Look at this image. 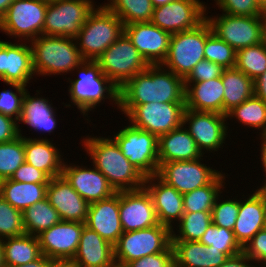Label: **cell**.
<instances>
[{
	"label": "cell",
	"mask_w": 266,
	"mask_h": 267,
	"mask_svg": "<svg viewBox=\"0 0 266 267\" xmlns=\"http://www.w3.org/2000/svg\"><path fill=\"white\" fill-rule=\"evenodd\" d=\"M40 91V89L36 90L33 96H31L30 91H26L23 100L22 114L18 124L23 123L27 125V127L29 126L31 129L30 131L34 130L32 133L38 132V134L42 135L48 133V135L51 136V134H55V129H57L56 127L60 120L57 119L58 115L56 110L58 111V109L53 106L51 99L44 96L42 97L40 93L42 94L43 92Z\"/></svg>",
	"instance_id": "obj_26"
},
{
	"label": "cell",
	"mask_w": 266,
	"mask_h": 267,
	"mask_svg": "<svg viewBox=\"0 0 266 267\" xmlns=\"http://www.w3.org/2000/svg\"><path fill=\"white\" fill-rule=\"evenodd\" d=\"M165 102H185V84L161 64L149 65L119 89V105Z\"/></svg>",
	"instance_id": "obj_2"
},
{
	"label": "cell",
	"mask_w": 266,
	"mask_h": 267,
	"mask_svg": "<svg viewBox=\"0 0 266 267\" xmlns=\"http://www.w3.org/2000/svg\"><path fill=\"white\" fill-rule=\"evenodd\" d=\"M46 197L63 221L85 223L89 203L72 188L62 175L50 179Z\"/></svg>",
	"instance_id": "obj_23"
},
{
	"label": "cell",
	"mask_w": 266,
	"mask_h": 267,
	"mask_svg": "<svg viewBox=\"0 0 266 267\" xmlns=\"http://www.w3.org/2000/svg\"><path fill=\"white\" fill-rule=\"evenodd\" d=\"M259 137V138H258ZM257 138L259 139V140H261V141H259L260 143V153H259V155H260V160L259 161H261L260 162V168H261V170H263L262 171V173H263V175H262V177H266V133L265 134H261V135H258L257 136Z\"/></svg>",
	"instance_id": "obj_55"
},
{
	"label": "cell",
	"mask_w": 266,
	"mask_h": 267,
	"mask_svg": "<svg viewBox=\"0 0 266 267\" xmlns=\"http://www.w3.org/2000/svg\"><path fill=\"white\" fill-rule=\"evenodd\" d=\"M124 32L149 65L162 64L169 51L171 34L151 22L132 23Z\"/></svg>",
	"instance_id": "obj_21"
},
{
	"label": "cell",
	"mask_w": 266,
	"mask_h": 267,
	"mask_svg": "<svg viewBox=\"0 0 266 267\" xmlns=\"http://www.w3.org/2000/svg\"><path fill=\"white\" fill-rule=\"evenodd\" d=\"M25 162L24 136L0 143V181L10 179Z\"/></svg>",
	"instance_id": "obj_41"
},
{
	"label": "cell",
	"mask_w": 266,
	"mask_h": 267,
	"mask_svg": "<svg viewBox=\"0 0 266 267\" xmlns=\"http://www.w3.org/2000/svg\"><path fill=\"white\" fill-rule=\"evenodd\" d=\"M103 4L125 25L150 22L153 14L151 0H107Z\"/></svg>",
	"instance_id": "obj_38"
},
{
	"label": "cell",
	"mask_w": 266,
	"mask_h": 267,
	"mask_svg": "<svg viewBox=\"0 0 266 267\" xmlns=\"http://www.w3.org/2000/svg\"><path fill=\"white\" fill-rule=\"evenodd\" d=\"M254 95L266 103V71L253 81Z\"/></svg>",
	"instance_id": "obj_54"
},
{
	"label": "cell",
	"mask_w": 266,
	"mask_h": 267,
	"mask_svg": "<svg viewBox=\"0 0 266 267\" xmlns=\"http://www.w3.org/2000/svg\"><path fill=\"white\" fill-rule=\"evenodd\" d=\"M261 18L263 22L266 24V4L261 8Z\"/></svg>",
	"instance_id": "obj_62"
},
{
	"label": "cell",
	"mask_w": 266,
	"mask_h": 267,
	"mask_svg": "<svg viewBox=\"0 0 266 267\" xmlns=\"http://www.w3.org/2000/svg\"><path fill=\"white\" fill-rule=\"evenodd\" d=\"M257 266L266 263V228L258 231L242 251Z\"/></svg>",
	"instance_id": "obj_48"
},
{
	"label": "cell",
	"mask_w": 266,
	"mask_h": 267,
	"mask_svg": "<svg viewBox=\"0 0 266 267\" xmlns=\"http://www.w3.org/2000/svg\"><path fill=\"white\" fill-rule=\"evenodd\" d=\"M118 110L133 127L159 137L182 125L185 102L119 105Z\"/></svg>",
	"instance_id": "obj_7"
},
{
	"label": "cell",
	"mask_w": 266,
	"mask_h": 267,
	"mask_svg": "<svg viewBox=\"0 0 266 267\" xmlns=\"http://www.w3.org/2000/svg\"><path fill=\"white\" fill-rule=\"evenodd\" d=\"M205 157L207 158L204 156L194 160L159 163L157 176L181 194L191 192L210 184L223 171L209 166V155L208 160Z\"/></svg>",
	"instance_id": "obj_15"
},
{
	"label": "cell",
	"mask_w": 266,
	"mask_h": 267,
	"mask_svg": "<svg viewBox=\"0 0 266 267\" xmlns=\"http://www.w3.org/2000/svg\"><path fill=\"white\" fill-rule=\"evenodd\" d=\"M182 124L195 140L203 155L206 153L215 155L221 149L223 150V147L227 148L224 146L226 140L232 139L230 138L232 129L229 127V121H227L226 115L220 113L185 108Z\"/></svg>",
	"instance_id": "obj_12"
},
{
	"label": "cell",
	"mask_w": 266,
	"mask_h": 267,
	"mask_svg": "<svg viewBox=\"0 0 266 267\" xmlns=\"http://www.w3.org/2000/svg\"><path fill=\"white\" fill-rule=\"evenodd\" d=\"M48 184L23 183L10 179L0 181V195L14 208L24 211L46 198Z\"/></svg>",
	"instance_id": "obj_32"
},
{
	"label": "cell",
	"mask_w": 266,
	"mask_h": 267,
	"mask_svg": "<svg viewBox=\"0 0 266 267\" xmlns=\"http://www.w3.org/2000/svg\"><path fill=\"white\" fill-rule=\"evenodd\" d=\"M259 6L262 8L266 4V0H256Z\"/></svg>",
	"instance_id": "obj_64"
},
{
	"label": "cell",
	"mask_w": 266,
	"mask_h": 267,
	"mask_svg": "<svg viewBox=\"0 0 266 267\" xmlns=\"http://www.w3.org/2000/svg\"><path fill=\"white\" fill-rule=\"evenodd\" d=\"M212 32L205 19L196 28L172 34L168 54L161 65L185 79L195 65L205 59V41Z\"/></svg>",
	"instance_id": "obj_6"
},
{
	"label": "cell",
	"mask_w": 266,
	"mask_h": 267,
	"mask_svg": "<svg viewBox=\"0 0 266 267\" xmlns=\"http://www.w3.org/2000/svg\"><path fill=\"white\" fill-rule=\"evenodd\" d=\"M33 78L37 79L29 42L0 39V80L28 87V84L32 85Z\"/></svg>",
	"instance_id": "obj_19"
},
{
	"label": "cell",
	"mask_w": 266,
	"mask_h": 267,
	"mask_svg": "<svg viewBox=\"0 0 266 267\" xmlns=\"http://www.w3.org/2000/svg\"><path fill=\"white\" fill-rule=\"evenodd\" d=\"M47 6L48 0H14L0 19V31L14 41L36 39L43 35Z\"/></svg>",
	"instance_id": "obj_10"
},
{
	"label": "cell",
	"mask_w": 266,
	"mask_h": 267,
	"mask_svg": "<svg viewBox=\"0 0 266 267\" xmlns=\"http://www.w3.org/2000/svg\"><path fill=\"white\" fill-rule=\"evenodd\" d=\"M124 32V24L103 3L89 14L75 40L84 60L96 61Z\"/></svg>",
	"instance_id": "obj_5"
},
{
	"label": "cell",
	"mask_w": 266,
	"mask_h": 267,
	"mask_svg": "<svg viewBox=\"0 0 266 267\" xmlns=\"http://www.w3.org/2000/svg\"><path fill=\"white\" fill-rule=\"evenodd\" d=\"M204 58L224 69L235 68L236 50L212 32L205 41Z\"/></svg>",
	"instance_id": "obj_44"
},
{
	"label": "cell",
	"mask_w": 266,
	"mask_h": 267,
	"mask_svg": "<svg viewBox=\"0 0 266 267\" xmlns=\"http://www.w3.org/2000/svg\"><path fill=\"white\" fill-rule=\"evenodd\" d=\"M29 44L37 77H65L84 61L75 38L40 35Z\"/></svg>",
	"instance_id": "obj_4"
},
{
	"label": "cell",
	"mask_w": 266,
	"mask_h": 267,
	"mask_svg": "<svg viewBox=\"0 0 266 267\" xmlns=\"http://www.w3.org/2000/svg\"><path fill=\"white\" fill-rule=\"evenodd\" d=\"M2 244L5 267L24 265L42 255L37 236L30 234L2 239Z\"/></svg>",
	"instance_id": "obj_34"
},
{
	"label": "cell",
	"mask_w": 266,
	"mask_h": 267,
	"mask_svg": "<svg viewBox=\"0 0 266 267\" xmlns=\"http://www.w3.org/2000/svg\"><path fill=\"white\" fill-rule=\"evenodd\" d=\"M200 243L213 246L229 257L237 255L243 251V247L236 240L233 230L210 224L199 240Z\"/></svg>",
	"instance_id": "obj_42"
},
{
	"label": "cell",
	"mask_w": 266,
	"mask_h": 267,
	"mask_svg": "<svg viewBox=\"0 0 266 267\" xmlns=\"http://www.w3.org/2000/svg\"><path fill=\"white\" fill-rule=\"evenodd\" d=\"M258 267H266V263L258 265Z\"/></svg>",
	"instance_id": "obj_65"
},
{
	"label": "cell",
	"mask_w": 266,
	"mask_h": 267,
	"mask_svg": "<svg viewBox=\"0 0 266 267\" xmlns=\"http://www.w3.org/2000/svg\"><path fill=\"white\" fill-rule=\"evenodd\" d=\"M235 68L253 81L266 71V48L263 43L236 51Z\"/></svg>",
	"instance_id": "obj_40"
},
{
	"label": "cell",
	"mask_w": 266,
	"mask_h": 267,
	"mask_svg": "<svg viewBox=\"0 0 266 267\" xmlns=\"http://www.w3.org/2000/svg\"><path fill=\"white\" fill-rule=\"evenodd\" d=\"M51 267H77L72 261H53Z\"/></svg>",
	"instance_id": "obj_59"
},
{
	"label": "cell",
	"mask_w": 266,
	"mask_h": 267,
	"mask_svg": "<svg viewBox=\"0 0 266 267\" xmlns=\"http://www.w3.org/2000/svg\"><path fill=\"white\" fill-rule=\"evenodd\" d=\"M96 3L94 0L48 1L43 35L76 38Z\"/></svg>",
	"instance_id": "obj_13"
},
{
	"label": "cell",
	"mask_w": 266,
	"mask_h": 267,
	"mask_svg": "<svg viewBox=\"0 0 266 267\" xmlns=\"http://www.w3.org/2000/svg\"><path fill=\"white\" fill-rule=\"evenodd\" d=\"M85 226L114 246L123 234L119 214V192L89 204Z\"/></svg>",
	"instance_id": "obj_25"
},
{
	"label": "cell",
	"mask_w": 266,
	"mask_h": 267,
	"mask_svg": "<svg viewBox=\"0 0 266 267\" xmlns=\"http://www.w3.org/2000/svg\"><path fill=\"white\" fill-rule=\"evenodd\" d=\"M81 139L79 144L88 154L90 162L116 192L144 187L145 176L130 163L109 135L102 137L88 134L86 137L81 136Z\"/></svg>",
	"instance_id": "obj_3"
},
{
	"label": "cell",
	"mask_w": 266,
	"mask_h": 267,
	"mask_svg": "<svg viewBox=\"0 0 266 267\" xmlns=\"http://www.w3.org/2000/svg\"><path fill=\"white\" fill-rule=\"evenodd\" d=\"M144 187L151 195L159 223L172 230L184 214L183 194L157 175L145 177Z\"/></svg>",
	"instance_id": "obj_22"
},
{
	"label": "cell",
	"mask_w": 266,
	"mask_h": 267,
	"mask_svg": "<svg viewBox=\"0 0 266 267\" xmlns=\"http://www.w3.org/2000/svg\"><path fill=\"white\" fill-rule=\"evenodd\" d=\"M72 73L71 78L65 77L70 84L67 88L70 100L68 104L62 103L65 104L64 107L76 106L84 121L87 120L85 123L89 125L92 122L89 113H94L96 107L105 103L106 99L112 107L119 109V88L102 72L96 61L84 60Z\"/></svg>",
	"instance_id": "obj_1"
},
{
	"label": "cell",
	"mask_w": 266,
	"mask_h": 267,
	"mask_svg": "<svg viewBox=\"0 0 266 267\" xmlns=\"http://www.w3.org/2000/svg\"><path fill=\"white\" fill-rule=\"evenodd\" d=\"M119 131L109 135L123 155L145 177L157 175L159 168L158 137L126 122Z\"/></svg>",
	"instance_id": "obj_9"
},
{
	"label": "cell",
	"mask_w": 266,
	"mask_h": 267,
	"mask_svg": "<svg viewBox=\"0 0 266 267\" xmlns=\"http://www.w3.org/2000/svg\"><path fill=\"white\" fill-rule=\"evenodd\" d=\"M25 234L22 211L14 208L0 195V239Z\"/></svg>",
	"instance_id": "obj_45"
},
{
	"label": "cell",
	"mask_w": 266,
	"mask_h": 267,
	"mask_svg": "<svg viewBox=\"0 0 266 267\" xmlns=\"http://www.w3.org/2000/svg\"><path fill=\"white\" fill-rule=\"evenodd\" d=\"M124 267H174V250L172 245L165 251L150 254L128 262Z\"/></svg>",
	"instance_id": "obj_49"
},
{
	"label": "cell",
	"mask_w": 266,
	"mask_h": 267,
	"mask_svg": "<svg viewBox=\"0 0 266 267\" xmlns=\"http://www.w3.org/2000/svg\"><path fill=\"white\" fill-rule=\"evenodd\" d=\"M212 224L211 212H184L172 228V241H199Z\"/></svg>",
	"instance_id": "obj_39"
},
{
	"label": "cell",
	"mask_w": 266,
	"mask_h": 267,
	"mask_svg": "<svg viewBox=\"0 0 266 267\" xmlns=\"http://www.w3.org/2000/svg\"><path fill=\"white\" fill-rule=\"evenodd\" d=\"M52 263L53 260L51 258H48L47 256L42 254L38 259H35L30 263L11 267H51Z\"/></svg>",
	"instance_id": "obj_56"
},
{
	"label": "cell",
	"mask_w": 266,
	"mask_h": 267,
	"mask_svg": "<svg viewBox=\"0 0 266 267\" xmlns=\"http://www.w3.org/2000/svg\"><path fill=\"white\" fill-rule=\"evenodd\" d=\"M173 1H176V0H151L154 8L163 6V5L168 4L170 2H173Z\"/></svg>",
	"instance_id": "obj_60"
},
{
	"label": "cell",
	"mask_w": 266,
	"mask_h": 267,
	"mask_svg": "<svg viewBox=\"0 0 266 267\" xmlns=\"http://www.w3.org/2000/svg\"><path fill=\"white\" fill-rule=\"evenodd\" d=\"M219 267H258L249 257L243 252L229 257Z\"/></svg>",
	"instance_id": "obj_53"
},
{
	"label": "cell",
	"mask_w": 266,
	"mask_h": 267,
	"mask_svg": "<svg viewBox=\"0 0 266 267\" xmlns=\"http://www.w3.org/2000/svg\"><path fill=\"white\" fill-rule=\"evenodd\" d=\"M262 43L264 44V46L266 48V24L263 27Z\"/></svg>",
	"instance_id": "obj_63"
},
{
	"label": "cell",
	"mask_w": 266,
	"mask_h": 267,
	"mask_svg": "<svg viewBox=\"0 0 266 267\" xmlns=\"http://www.w3.org/2000/svg\"><path fill=\"white\" fill-rule=\"evenodd\" d=\"M85 223L61 221L37 235L43 255L53 261H72Z\"/></svg>",
	"instance_id": "obj_20"
},
{
	"label": "cell",
	"mask_w": 266,
	"mask_h": 267,
	"mask_svg": "<svg viewBox=\"0 0 266 267\" xmlns=\"http://www.w3.org/2000/svg\"><path fill=\"white\" fill-rule=\"evenodd\" d=\"M184 84L186 109L223 114L224 86L221 77Z\"/></svg>",
	"instance_id": "obj_29"
},
{
	"label": "cell",
	"mask_w": 266,
	"mask_h": 267,
	"mask_svg": "<svg viewBox=\"0 0 266 267\" xmlns=\"http://www.w3.org/2000/svg\"><path fill=\"white\" fill-rule=\"evenodd\" d=\"M10 180L23 183L48 184L50 178L43 172L24 162L14 172Z\"/></svg>",
	"instance_id": "obj_51"
},
{
	"label": "cell",
	"mask_w": 266,
	"mask_h": 267,
	"mask_svg": "<svg viewBox=\"0 0 266 267\" xmlns=\"http://www.w3.org/2000/svg\"><path fill=\"white\" fill-rule=\"evenodd\" d=\"M119 214L123 232L159 224L153 200L145 187L119 191Z\"/></svg>",
	"instance_id": "obj_18"
},
{
	"label": "cell",
	"mask_w": 266,
	"mask_h": 267,
	"mask_svg": "<svg viewBox=\"0 0 266 267\" xmlns=\"http://www.w3.org/2000/svg\"><path fill=\"white\" fill-rule=\"evenodd\" d=\"M226 174L221 172L210 184L183 194L184 212H211L216 198L227 188L230 175Z\"/></svg>",
	"instance_id": "obj_35"
},
{
	"label": "cell",
	"mask_w": 266,
	"mask_h": 267,
	"mask_svg": "<svg viewBox=\"0 0 266 267\" xmlns=\"http://www.w3.org/2000/svg\"><path fill=\"white\" fill-rule=\"evenodd\" d=\"M225 190L226 188L222 190L215 200L211 211L212 223L215 226L233 230L239 212V199L237 198L239 196H237L238 194H235V196L230 199L228 195L226 197V194L229 193V191L227 192V190ZM225 192L226 194H223ZM223 195H225L226 199Z\"/></svg>",
	"instance_id": "obj_43"
},
{
	"label": "cell",
	"mask_w": 266,
	"mask_h": 267,
	"mask_svg": "<svg viewBox=\"0 0 266 267\" xmlns=\"http://www.w3.org/2000/svg\"><path fill=\"white\" fill-rule=\"evenodd\" d=\"M72 262L77 267H116L113 246L87 226L83 227Z\"/></svg>",
	"instance_id": "obj_27"
},
{
	"label": "cell",
	"mask_w": 266,
	"mask_h": 267,
	"mask_svg": "<svg viewBox=\"0 0 266 267\" xmlns=\"http://www.w3.org/2000/svg\"><path fill=\"white\" fill-rule=\"evenodd\" d=\"M22 214L25 233L33 236L39 235L42 231L62 221L47 197L26 208Z\"/></svg>",
	"instance_id": "obj_37"
},
{
	"label": "cell",
	"mask_w": 266,
	"mask_h": 267,
	"mask_svg": "<svg viewBox=\"0 0 266 267\" xmlns=\"http://www.w3.org/2000/svg\"><path fill=\"white\" fill-rule=\"evenodd\" d=\"M96 62L102 72L119 89L149 66L125 32L102 53Z\"/></svg>",
	"instance_id": "obj_11"
},
{
	"label": "cell",
	"mask_w": 266,
	"mask_h": 267,
	"mask_svg": "<svg viewBox=\"0 0 266 267\" xmlns=\"http://www.w3.org/2000/svg\"><path fill=\"white\" fill-rule=\"evenodd\" d=\"M14 0H0V19L5 15L9 5Z\"/></svg>",
	"instance_id": "obj_58"
},
{
	"label": "cell",
	"mask_w": 266,
	"mask_h": 267,
	"mask_svg": "<svg viewBox=\"0 0 266 267\" xmlns=\"http://www.w3.org/2000/svg\"><path fill=\"white\" fill-rule=\"evenodd\" d=\"M220 12L237 16H261V7L256 0H214Z\"/></svg>",
	"instance_id": "obj_47"
},
{
	"label": "cell",
	"mask_w": 266,
	"mask_h": 267,
	"mask_svg": "<svg viewBox=\"0 0 266 267\" xmlns=\"http://www.w3.org/2000/svg\"><path fill=\"white\" fill-rule=\"evenodd\" d=\"M66 159L62 176L89 204L108 199L117 193L106 177L92 163L91 166L84 165V163L80 165L76 164L77 162L70 163L71 161Z\"/></svg>",
	"instance_id": "obj_17"
},
{
	"label": "cell",
	"mask_w": 266,
	"mask_h": 267,
	"mask_svg": "<svg viewBox=\"0 0 266 267\" xmlns=\"http://www.w3.org/2000/svg\"><path fill=\"white\" fill-rule=\"evenodd\" d=\"M0 267H5L4 265V256H3V244L2 240L0 239Z\"/></svg>",
	"instance_id": "obj_61"
},
{
	"label": "cell",
	"mask_w": 266,
	"mask_h": 267,
	"mask_svg": "<svg viewBox=\"0 0 266 267\" xmlns=\"http://www.w3.org/2000/svg\"><path fill=\"white\" fill-rule=\"evenodd\" d=\"M224 68L214 62L203 59L198 62L184 82H202L221 77Z\"/></svg>",
	"instance_id": "obj_50"
},
{
	"label": "cell",
	"mask_w": 266,
	"mask_h": 267,
	"mask_svg": "<svg viewBox=\"0 0 266 267\" xmlns=\"http://www.w3.org/2000/svg\"><path fill=\"white\" fill-rule=\"evenodd\" d=\"M224 86L223 115L254 95L253 80L236 68L224 69L221 75Z\"/></svg>",
	"instance_id": "obj_33"
},
{
	"label": "cell",
	"mask_w": 266,
	"mask_h": 267,
	"mask_svg": "<svg viewBox=\"0 0 266 267\" xmlns=\"http://www.w3.org/2000/svg\"><path fill=\"white\" fill-rule=\"evenodd\" d=\"M201 157L204 155L183 124L158 137L159 163L187 161Z\"/></svg>",
	"instance_id": "obj_30"
},
{
	"label": "cell",
	"mask_w": 266,
	"mask_h": 267,
	"mask_svg": "<svg viewBox=\"0 0 266 267\" xmlns=\"http://www.w3.org/2000/svg\"><path fill=\"white\" fill-rule=\"evenodd\" d=\"M206 2L176 0L153 9L151 23L172 34L196 28L206 19Z\"/></svg>",
	"instance_id": "obj_16"
},
{
	"label": "cell",
	"mask_w": 266,
	"mask_h": 267,
	"mask_svg": "<svg viewBox=\"0 0 266 267\" xmlns=\"http://www.w3.org/2000/svg\"><path fill=\"white\" fill-rule=\"evenodd\" d=\"M24 136L25 162L43 171L50 179L62 175L64 152L58 148V141L54 142L47 137ZM57 143V146H56ZM63 155V156H62Z\"/></svg>",
	"instance_id": "obj_24"
},
{
	"label": "cell",
	"mask_w": 266,
	"mask_h": 267,
	"mask_svg": "<svg viewBox=\"0 0 266 267\" xmlns=\"http://www.w3.org/2000/svg\"><path fill=\"white\" fill-rule=\"evenodd\" d=\"M226 118L227 121L236 120L238 126L249 127L253 132L259 131L258 135L266 133V103L255 95L230 110Z\"/></svg>",
	"instance_id": "obj_36"
},
{
	"label": "cell",
	"mask_w": 266,
	"mask_h": 267,
	"mask_svg": "<svg viewBox=\"0 0 266 267\" xmlns=\"http://www.w3.org/2000/svg\"><path fill=\"white\" fill-rule=\"evenodd\" d=\"M18 121L0 113V143L10 142L23 132Z\"/></svg>",
	"instance_id": "obj_52"
},
{
	"label": "cell",
	"mask_w": 266,
	"mask_h": 267,
	"mask_svg": "<svg viewBox=\"0 0 266 267\" xmlns=\"http://www.w3.org/2000/svg\"><path fill=\"white\" fill-rule=\"evenodd\" d=\"M174 267H219L229 256L199 241H172Z\"/></svg>",
	"instance_id": "obj_31"
},
{
	"label": "cell",
	"mask_w": 266,
	"mask_h": 267,
	"mask_svg": "<svg viewBox=\"0 0 266 267\" xmlns=\"http://www.w3.org/2000/svg\"><path fill=\"white\" fill-rule=\"evenodd\" d=\"M206 20L209 22L213 33L227 42L236 51L262 43L263 22L261 16H237L229 14H211L207 3ZM208 8V9H207ZM210 13L211 15H208Z\"/></svg>",
	"instance_id": "obj_14"
},
{
	"label": "cell",
	"mask_w": 266,
	"mask_h": 267,
	"mask_svg": "<svg viewBox=\"0 0 266 267\" xmlns=\"http://www.w3.org/2000/svg\"><path fill=\"white\" fill-rule=\"evenodd\" d=\"M5 84L9 85L11 89H4L0 92V113L19 121L22 114L24 96L29 87L19 83Z\"/></svg>",
	"instance_id": "obj_46"
},
{
	"label": "cell",
	"mask_w": 266,
	"mask_h": 267,
	"mask_svg": "<svg viewBox=\"0 0 266 267\" xmlns=\"http://www.w3.org/2000/svg\"><path fill=\"white\" fill-rule=\"evenodd\" d=\"M245 194L246 197L244 194L239 197V212L233 228L236 240L242 247L264 228L266 217V206L253 189L250 194Z\"/></svg>",
	"instance_id": "obj_28"
},
{
	"label": "cell",
	"mask_w": 266,
	"mask_h": 267,
	"mask_svg": "<svg viewBox=\"0 0 266 267\" xmlns=\"http://www.w3.org/2000/svg\"><path fill=\"white\" fill-rule=\"evenodd\" d=\"M264 178H262L263 180H261L262 183L260 184V186V181H258V186L256 187L257 189L253 188V191L260 197V199L263 201V204L266 206V177Z\"/></svg>",
	"instance_id": "obj_57"
},
{
	"label": "cell",
	"mask_w": 266,
	"mask_h": 267,
	"mask_svg": "<svg viewBox=\"0 0 266 267\" xmlns=\"http://www.w3.org/2000/svg\"><path fill=\"white\" fill-rule=\"evenodd\" d=\"M172 245L171 229L157 224L150 228L123 232L114 248L116 267L150 254L165 252Z\"/></svg>",
	"instance_id": "obj_8"
}]
</instances>
